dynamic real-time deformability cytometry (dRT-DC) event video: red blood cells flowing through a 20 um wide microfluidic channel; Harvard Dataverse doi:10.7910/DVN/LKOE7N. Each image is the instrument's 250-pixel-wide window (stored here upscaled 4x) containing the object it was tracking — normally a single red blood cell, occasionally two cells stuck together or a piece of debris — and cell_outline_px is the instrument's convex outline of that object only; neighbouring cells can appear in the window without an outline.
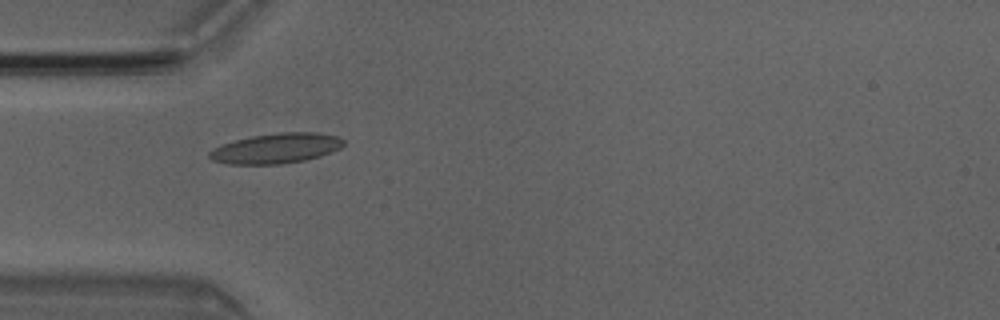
{"species": "Egyptian fruit bat (a non-hibernating species)", "species_latin": "Rousettus aegyptiacus", "temperature_condition": "room temperature", "stored_images_in_passage": 5, "camera_frame_rate_fps": 3000, "um_per_image_px": 0.085, "animal": {"sex": "male"}, "frame": {"image": 1, "passage_image": 2, "time_ms": 0.333, "image_size_px": [1000, 320], "cell_outline_px": [[344, 144], [340, 148], [320, 156], [304, 160], [280, 164], [228, 164], [212, 160], [208, 156], [208, 152], [212, 148], [236, 140], [252, 136], [276, 132], [316, 132], [336, 136], [344, 140]], "centroid_in_image_um": [23.45, 12.6], "position_along_channel_um": 61.5, "area_um2": 23.47}}
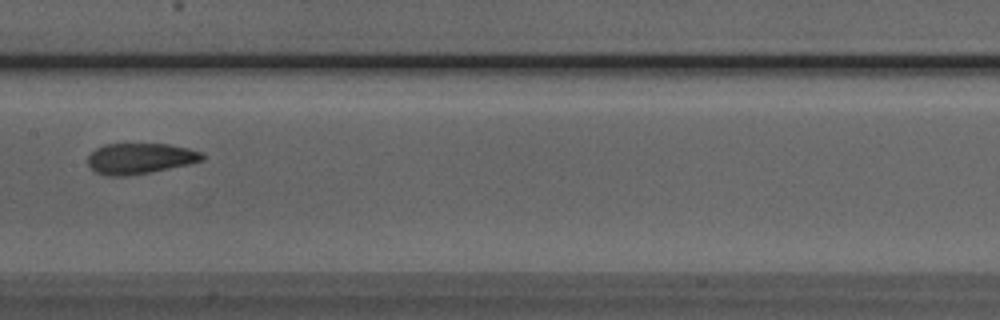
{"frame": {"image": 2, "passage_image": 5, "time_ms": 1.333, "image_size_px": [1000, 320], "cell_outline_px": [[204, 160], [188, 164], [128, 176], [108, 176], [96, 172], [88, 164], [88, 156], [96, 148], [104, 144], [168, 144], [188, 148], [200, 152], [204, 156]], "centroid_in_image_um": [11.88, 13.46], "position_along_channel_um": 195.5, "area_um2": 20.29}}